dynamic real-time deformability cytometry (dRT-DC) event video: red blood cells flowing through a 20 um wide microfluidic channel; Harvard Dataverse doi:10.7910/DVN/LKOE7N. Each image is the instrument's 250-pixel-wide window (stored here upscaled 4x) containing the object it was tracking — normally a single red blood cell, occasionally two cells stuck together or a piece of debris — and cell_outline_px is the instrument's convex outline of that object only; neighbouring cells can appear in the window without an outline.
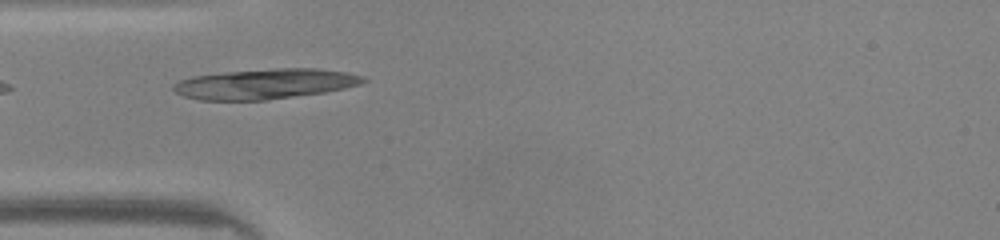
{"species": "common noctule bat (a hibernating species)", "species_latin": "Nyctalus noctula", "temperature_condition": "warm", "stored_images_in_passage": 35, "camera_frame_rate_fps": 3000, "um_per_image_px": 0.085, "animal": {"sex": "male", "body_mass_g": 20.0, "forearm_length_mm": 53.3}, "frame": {"image": 1, "passage_image": 1, "time_ms": 0.0, "image_size_px": [1000, 240], "cell_outline_px": [[368, 80], [360, 84], [344, 88], [324, 92], [268, 100], [200, 100], [184, 96], [176, 92], [172, 88], [172, 84], [180, 80], [192, 76], [224, 72], [276, 68], [316, 68], [348, 72], [364, 76]], "centroid_in_image_um": [22.53, 7.13], "position_along_channel_um": 62.5, "area_um2": 33.47}}
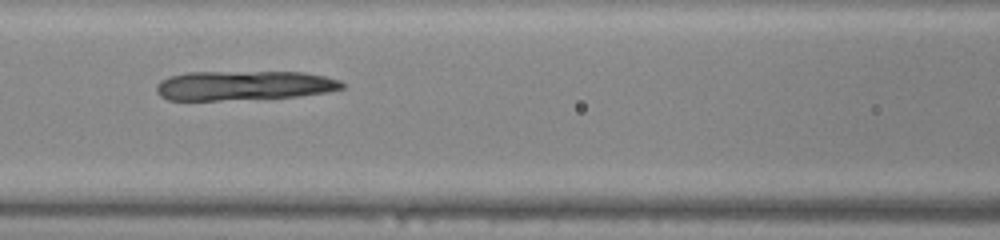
{"frame": {"image": 2, "passage_image": 7, "time_ms": 2.0, "image_size_px": [1000, 240], "cell_outline_px": [[348, 84], [344, 88], [328, 92], [300, 96], [220, 100], [168, 100], [160, 96], [156, 92], [156, 84], [160, 80], [168, 76], [188, 72], [304, 72], [324, 76], [340, 80]], "centroid_in_image_um": [20.73, 7.26], "position_along_channel_um": 145.9, "area_um2": 32.14}}
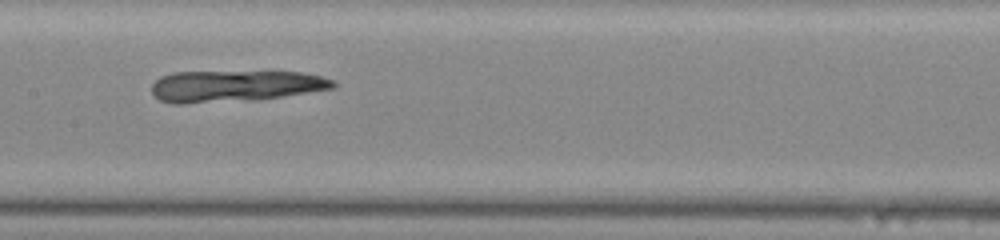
{"frame": {"image": 3, "passage_image": 10, "time_ms": 3.0, "image_size_px": [1000, 240], "cell_outline_px": [[336, 88], [256, 100], [184, 104], [172, 104], [160, 100], [152, 92], [152, 84], [160, 76], [172, 72], [300, 72], [320, 76], [332, 80], [336, 84]], "centroid_in_image_um": [19.94, 7.32], "position_along_channel_um": 187.5, "area_um2": 33.35}}